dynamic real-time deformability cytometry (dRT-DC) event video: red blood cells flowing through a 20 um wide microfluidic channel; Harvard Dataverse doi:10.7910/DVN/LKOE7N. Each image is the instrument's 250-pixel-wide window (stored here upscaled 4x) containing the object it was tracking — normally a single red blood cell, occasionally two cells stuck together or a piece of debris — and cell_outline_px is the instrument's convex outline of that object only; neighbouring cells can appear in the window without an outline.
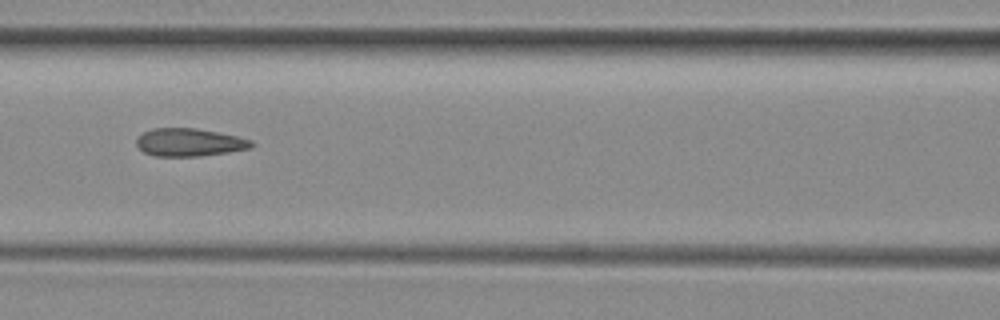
{"species": "common noctule bat (a hibernating species)", "species_latin": "Nyctalus noctula", "temperature_condition": "room temperature", "stored_images_in_passage": 50, "camera_frame_rate_fps": 3000, "um_per_image_px": 0.085, "animal": {"sex": "female", "body_mass_g": 29.2, "forearm_length_mm": 56.3}, "frame": {"image": 1, "passage_image": 22, "time_ms": 7.0, "image_size_px": [1000, 320], "cell_outline_px": [[256, 144], [252, 148], [228, 152], [200, 156], [156, 156], [144, 152], [136, 144], [136, 140], [144, 132], [152, 128], [196, 128], [236, 136], [252, 140]], "centroid_in_image_um": [16.13, 12.1], "position_along_channel_um": 150.5, "area_um2": 18.61}, "authors_computed_cell_mechanics": {"area_um2": 19.2763, "velocity_mm_per_s": 3.9741, "shape_relaxation_time_tau1_ms": null, "shape_relaxation_time_tau2_ms": 1.6069, "deformation_change_tau1": null, "deformation_change_tau2": 0.0908}}